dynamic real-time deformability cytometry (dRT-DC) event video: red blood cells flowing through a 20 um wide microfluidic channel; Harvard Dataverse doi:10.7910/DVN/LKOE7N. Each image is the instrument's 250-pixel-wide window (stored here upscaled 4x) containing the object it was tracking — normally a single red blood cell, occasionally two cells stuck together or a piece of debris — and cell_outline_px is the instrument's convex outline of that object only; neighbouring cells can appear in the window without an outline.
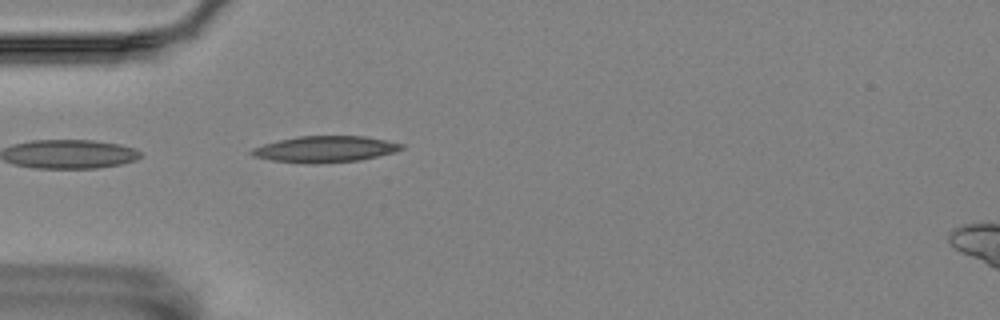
{"species": "Egyptian fruit bat (a non-hibernating species)", "species_latin": "Rousettus aegyptiacus", "temperature_condition": "room temperature", "stored_images_in_passage": 24, "camera_frame_rate_fps": 3000, "um_per_image_px": 0.085, "animal": {"sex": "female"}, "frame": {"image": 1, "passage_image": 1, "time_ms": 0.0, "image_size_px": [1000, 320], "cell_outline_px": [[404, 148], [396, 152], [360, 160], [320, 164], [304, 164], [272, 160], [252, 156], [248, 152], [252, 148], [264, 144], [280, 140], [300, 136], [364, 136], [404, 144]], "centroid_in_image_um": [27.62, 12.69], "position_along_channel_um": 57.4, "area_um2": 23.06}}
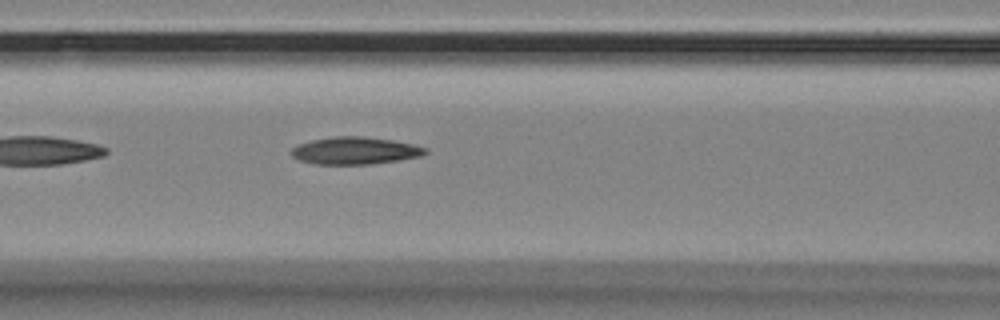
{"frame": {"image": 2, "passage_image": 8, "time_ms": 2.333, "image_size_px": [1000, 320], "cell_outline_px": [[428, 152], [420, 156], [400, 160], [372, 164], [316, 164], [300, 160], [292, 156], [292, 148], [296, 144], [312, 140], [332, 136], [364, 136], [392, 140], [412, 144], [428, 148]], "centroid_in_image_um": [30.18, 12.8], "position_along_channel_um": 136.4, "area_um2": 21.39}}